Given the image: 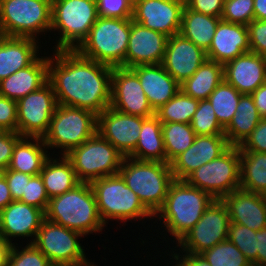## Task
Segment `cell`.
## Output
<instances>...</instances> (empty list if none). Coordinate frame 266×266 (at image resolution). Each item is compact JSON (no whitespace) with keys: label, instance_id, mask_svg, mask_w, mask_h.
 Wrapping results in <instances>:
<instances>
[{"label":"cell","instance_id":"1","mask_svg":"<svg viewBox=\"0 0 266 266\" xmlns=\"http://www.w3.org/2000/svg\"><path fill=\"white\" fill-rule=\"evenodd\" d=\"M54 53L49 58L48 81L57 104L85 109L97 116L110 107L113 67L86 58L76 50Z\"/></svg>","mask_w":266,"mask_h":266},{"label":"cell","instance_id":"2","mask_svg":"<svg viewBox=\"0 0 266 266\" xmlns=\"http://www.w3.org/2000/svg\"><path fill=\"white\" fill-rule=\"evenodd\" d=\"M45 218L83 236L102 232L106 227L90 183L81 182L74 189L50 198Z\"/></svg>","mask_w":266,"mask_h":266},{"label":"cell","instance_id":"3","mask_svg":"<svg viewBox=\"0 0 266 266\" xmlns=\"http://www.w3.org/2000/svg\"><path fill=\"white\" fill-rule=\"evenodd\" d=\"M213 200L209 193L189 185L185 180H174L163 206L154 217L163 221L165 230L178 243L200 220Z\"/></svg>","mask_w":266,"mask_h":266},{"label":"cell","instance_id":"4","mask_svg":"<svg viewBox=\"0 0 266 266\" xmlns=\"http://www.w3.org/2000/svg\"><path fill=\"white\" fill-rule=\"evenodd\" d=\"M119 174L153 216L163 206L168 189L175 180L169 163L129 157H124Z\"/></svg>","mask_w":266,"mask_h":266},{"label":"cell","instance_id":"5","mask_svg":"<svg viewBox=\"0 0 266 266\" xmlns=\"http://www.w3.org/2000/svg\"><path fill=\"white\" fill-rule=\"evenodd\" d=\"M130 32L131 19L98 17L76 51L96 62L125 68Z\"/></svg>","mask_w":266,"mask_h":266},{"label":"cell","instance_id":"6","mask_svg":"<svg viewBox=\"0 0 266 266\" xmlns=\"http://www.w3.org/2000/svg\"><path fill=\"white\" fill-rule=\"evenodd\" d=\"M98 17L96 0H58L51 12V31L60 34L54 51L76 50Z\"/></svg>","mask_w":266,"mask_h":266},{"label":"cell","instance_id":"7","mask_svg":"<svg viewBox=\"0 0 266 266\" xmlns=\"http://www.w3.org/2000/svg\"><path fill=\"white\" fill-rule=\"evenodd\" d=\"M90 184L105 226L108 220L126 222L154 217L141 203L137 194L126 185L120 174L96 179Z\"/></svg>","mask_w":266,"mask_h":266},{"label":"cell","instance_id":"8","mask_svg":"<svg viewBox=\"0 0 266 266\" xmlns=\"http://www.w3.org/2000/svg\"><path fill=\"white\" fill-rule=\"evenodd\" d=\"M97 132V115L93 112L58 104L43 141L47 148H62L67 155Z\"/></svg>","mask_w":266,"mask_h":266},{"label":"cell","instance_id":"9","mask_svg":"<svg viewBox=\"0 0 266 266\" xmlns=\"http://www.w3.org/2000/svg\"><path fill=\"white\" fill-rule=\"evenodd\" d=\"M52 6L44 0H0L2 36L37 39L51 32Z\"/></svg>","mask_w":266,"mask_h":266},{"label":"cell","instance_id":"10","mask_svg":"<svg viewBox=\"0 0 266 266\" xmlns=\"http://www.w3.org/2000/svg\"><path fill=\"white\" fill-rule=\"evenodd\" d=\"M65 156L71 161L76 176L82 183L119 174L124 159L98 132Z\"/></svg>","mask_w":266,"mask_h":266},{"label":"cell","instance_id":"11","mask_svg":"<svg viewBox=\"0 0 266 266\" xmlns=\"http://www.w3.org/2000/svg\"><path fill=\"white\" fill-rule=\"evenodd\" d=\"M185 181L209 193L214 199H222L240 188L239 146H230L218 158L193 171Z\"/></svg>","mask_w":266,"mask_h":266},{"label":"cell","instance_id":"12","mask_svg":"<svg viewBox=\"0 0 266 266\" xmlns=\"http://www.w3.org/2000/svg\"><path fill=\"white\" fill-rule=\"evenodd\" d=\"M82 234L46 218L41 223L33 244L55 266H85L90 263L78 241ZM89 261V262H88Z\"/></svg>","mask_w":266,"mask_h":266},{"label":"cell","instance_id":"13","mask_svg":"<svg viewBox=\"0 0 266 266\" xmlns=\"http://www.w3.org/2000/svg\"><path fill=\"white\" fill-rule=\"evenodd\" d=\"M230 217L221 199H214L200 220L177 243L183 252L201 254L228 239Z\"/></svg>","mask_w":266,"mask_h":266},{"label":"cell","instance_id":"14","mask_svg":"<svg viewBox=\"0 0 266 266\" xmlns=\"http://www.w3.org/2000/svg\"><path fill=\"white\" fill-rule=\"evenodd\" d=\"M52 85L42 87L17 101V133L22 137H41L47 133L57 107Z\"/></svg>","mask_w":266,"mask_h":266},{"label":"cell","instance_id":"15","mask_svg":"<svg viewBox=\"0 0 266 266\" xmlns=\"http://www.w3.org/2000/svg\"><path fill=\"white\" fill-rule=\"evenodd\" d=\"M110 107L122 113L143 118L155 115L138 76L130 68L113 67Z\"/></svg>","mask_w":266,"mask_h":266},{"label":"cell","instance_id":"16","mask_svg":"<svg viewBox=\"0 0 266 266\" xmlns=\"http://www.w3.org/2000/svg\"><path fill=\"white\" fill-rule=\"evenodd\" d=\"M183 0H133L132 20L171 37L180 32Z\"/></svg>","mask_w":266,"mask_h":266},{"label":"cell","instance_id":"17","mask_svg":"<svg viewBox=\"0 0 266 266\" xmlns=\"http://www.w3.org/2000/svg\"><path fill=\"white\" fill-rule=\"evenodd\" d=\"M144 119L108 107L97 116V132L124 157H129L139 140Z\"/></svg>","mask_w":266,"mask_h":266},{"label":"cell","instance_id":"18","mask_svg":"<svg viewBox=\"0 0 266 266\" xmlns=\"http://www.w3.org/2000/svg\"><path fill=\"white\" fill-rule=\"evenodd\" d=\"M230 145L224 134L196 135L193 144L171 163L175 180H185L193 171L224 153Z\"/></svg>","mask_w":266,"mask_h":266},{"label":"cell","instance_id":"19","mask_svg":"<svg viewBox=\"0 0 266 266\" xmlns=\"http://www.w3.org/2000/svg\"><path fill=\"white\" fill-rule=\"evenodd\" d=\"M207 59L204 49L178 33L168 38L161 64L179 84H182Z\"/></svg>","mask_w":266,"mask_h":266},{"label":"cell","instance_id":"20","mask_svg":"<svg viewBox=\"0 0 266 266\" xmlns=\"http://www.w3.org/2000/svg\"><path fill=\"white\" fill-rule=\"evenodd\" d=\"M168 38L163 33L146 28L131 19L125 68L162 63Z\"/></svg>","mask_w":266,"mask_h":266},{"label":"cell","instance_id":"21","mask_svg":"<svg viewBox=\"0 0 266 266\" xmlns=\"http://www.w3.org/2000/svg\"><path fill=\"white\" fill-rule=\"evenodd\" d=\"M44 219L42 209L20 200L12 201L0 211V237L11 245L15 237H30L29 242L33 243Z\"/></svg>","mask_w":266,"mask_h":266},{"label":"cell","instance_id":"22","mask_svg":"<svg viewBox=\"0 0 266 266\" xmlns=\"http://www.w3.org/2000/svg\"><path fill=\"white\" fill-rule=\"evenodd\" d=\"M221 200L227 207L231 222L255 231L266 227V195L238 188Z\"/></svg>","mask_w":266,"mask_h":266},{"label":"cell","instance_id":"23","mask_svg":"<svg viewBox=\"0 0 266 266\" xmlns=\"http://www.w3.org/2000/svg\"><path fill=\"white\" fill-rule=\"evenodd\" d=\"M224 80L241 94H251L266 82V59L247 52L224 65Z\"/></svg>","mask_w":266,"mask_h":266},{"label":"cell","instance_id":"24","mask_svg":"<svg viewBox=\"0 0 266 266\" xmlns=\"http://www.w3.org/2000/svg\"><path fill=\"white\" fill-rule=\"evenodd\" d=\"M247 52H250L248 27L221 19L206 51L208 60L224 65Z\"/></svg>","mask_w":266,"mask_h":266},{"label":"cell","instance_id":"25","mask_svg":"<svg viewBox=\"0 0 266 266\" xmlns=\"http://www.w3.org/2000/svg\"><path fill=\"white\" fill-rule=\"evenodd\" d=\"M130 69L138 76L147 100L154 111L166 104L180 91V84L161 63L138 65Z\"/></svg>","mask_w":266,"mask_h":266},{"label":"cell","instance_id":"26","mask_svg":"<svg viewBox=\"0 0 266 266\" xmlns=\"http://www.w3.org/2000/svg\"><path fill=\"white\" fill-rule=\"evenodd\" d=\"M49 57H39L28 67L20 69L0 82V94L18 101L39 89L48 81Z\"/></svg>","mask_w":266,"mask_h":266},{"label":"cell","instance_id":"27","mask_svg":"<svg viewBox=\"0 0 266 266\" xmlns=\"http://www.w3.org/2000/svg\"><path fill=\"white\" fill-rule=\"evenodd\" d=\"M38 40L22 37L0 38V82L31 65L39 56Z\"/></svg>","mask_w":266,"mask_h":266},{"label":"cell","instance_id":"28","mask_svg":"<svg viewBox=\"0 0 266 266\" xmlns=\"http://www.w3.org/2000/svg\"><path fill=\"white\" fill-rule=\"evenodd\" d=\"M33 140V141H32ZM47 146L41 137H22L13 150L10 165L7 170L37 175L44 163L51 157L47 154Z\"/></svg>","mask_w":266,"mask_h":266},{"label":"cell","instance_id":"29","mask_svg":"<svg viewBox=\"0 0 266 266\" xmlns=\"http://www.w3.org/2000/svg\"><path fill=\"white\" fill-rule=\"evenodd\" d=\"M46 193L50 198L74 189L78 180L71 161L64 155L59 159L48 158L40 172Z\"/></svg>","mask_w":266,"mask_h":266},{"label":"cell","instance_id":"30","mask_svg":"<svg viewBox=\"0 0 266 266\" xmlns=\"http://www.w3.org/2000/svg\"><path fill=\"white\" fill-rule=\"evenodd\" d=\"M258 109L251 94H242L236 112L229 125L224 129V135L230 146H240L260 122Z\"/></svg>","mask_w":266,"mask_h":266},{"label":"cell","instance_id":"31","mask_svg":"<svg viewBox=\"0 0 266 266\" xmlns=\"http://www.w3.org/2000/svg\"><path fill=\"white\" fill-rule=\"evenodd\" d=\"M129 158L166 163L162 122L156 115L143 120L139 140Z\"/></svg>","mask_w":266,"mask_h":266},{"label":"cell","instance_id":"32","mask_svg":"<svg viewBox=\"0 0 266 266\" xmlns=\"http://www.w3.org/2000/svg\"><path fill=\"white\" fill-rule=\"evenodd\" d=\"M223 80V64L207 59L191 77L180 84V90L194 99L208 100Z\"/></svg>","mask_w":266,"mask_h":266},{"label":"cell","instance_id":"33","mask_svg":"<svg viewBox=\"0 0 266 266\" xmlns=\"http://www.w3.org/2000/svg\"><path fill=\"white\" fill-rule=\"evenodd\" d=\"M221 17H214L190 10L186 5L182 12L180 34L205 51L211 46Z\"/></svg>","mask_w":266,"mask_h":266},{"label":"cell","instance_id":"34","mask_svg":"<svg viewBox=\"0 0 266 266\" xmlns=\"http://www.w3.org/2000/svg\"><path fill=\"white\" fill-rule=\"evenodd\" d=\"M240 188L266 195V152L240 151Z\"/></svg>","mask_w":266,"mask_h":266},{"label":"cell","instance_id":"35","mask_svg":"<svg viewBox=\"0 0 266 266\" xmlns=\"http://www.w3.org/2000/svg\"><path fill=\"white\" fill-rule=\"evenodd\" d=\"M162 135L166 153V163H171L194 142L196 134L187 123H162Z\"/></svg>","mask_w":266,"mask_h":266},{"label":"cell","instance_id":"36","mask_svg":"<svg viewBox=\"0 0 266 266\" xmlns=\"http://www.w3.org/2000/svg\"><path fill=\"white\" fill-rule=\"evenodd\" d=\"M241 95L236 88L223 80L208 97L216 118L224 129L231 122Z\"/></svg>","mask_w":266,"mask_h":266},{"label":"cell","instance_id":"37","mask_svg":"<svg viewBox=\"0 0 266 266\" xmlns=\"http://www.w3.org/2000/svg\"><path fill=\"white\" fill-rule=\"evenodd\" d=\"M199 100L185 95L181 90L166 104L155 111V115L162 123H187L191 120L198 108Z\"/></svg>","mask_w":266,"mask_h":266},{"label":"cell","instance_id":"38","mask_svg":"<svg viewBox=\"0 0 266 266\" xmlns=\"http://www.w3.org/2000/svg\"><path fill=\"white\" fill-rule=\"evenodd\" d=\"M201 255L211 266H252L250 261L229 239L216 244Z\"/></svg>","mask_w":266,"mask_h":266},{"label":"cell","instance_id":"39","mask_svg":"<svg viewBox=\"0 0 266 266\" xmlns=\"http://www.w3.org/2000/svg\"><path fill=\"white\" fill-rule=\"evenodd\" d=\"M196 135L224 134L209 100H199L198 108L190 123Z\"/></svg>","mask_w":266,"mask_h":266},{"label":"cell","instance_id":"40","mask_svg":"<svg viewBox=\"0 0 266 266\" xmlns=\"http://www.w3.org/2000/svg\"><path fill=\"white\" fill-rule=\"evenodd\" d=\"M228 239L243 253L252 266H257V240L255 230L231 222Z\"/></svg>","mask_w":266,"mask_h":266},{"label":"cell","instance_id":"41","mask_svg":"<svg viewBox=\"0 0 266 266\" xmlns=\"http://www.w3.org/2000/svg\"><path fill=\"white\" fill-rule=\"evenodd\" d=\"M15 244L18 245L14 242L11 245L7 266H53L33 243H28L22 250Z\"/></svg>","mask_w":266,"mask_h":266},{"label":"cell","instance_id":"42","mask_svg":"<svg viewBox=\"0 0 266 266\" xmlns=\"http://www.w3.org/2000/svg\"><path fill=\"white\" fill-rule=\"evenodd\" d=\"M253 2L254 0H224L221 19L247 26L255 20Z\"/></svg>","mask_w":266,"mask_h":266},{"label":"cell","instance_id":"43","mask_svg":"<svg viewBox=\"0 0 266 266\" xmlns=\"http://www.w3.org/2000/svg\"><path fill=\"white\" fill-rule=\"evenodd\" d=\"M20 201L46 212L49 204V197L40 174L33 175L30 180H26L25 193H23Z\"/></svg>","mask_w":266,"mask_h":266},{"label":"cell","instance_id":"44","mask_svg":"<svg viewBox=\"0 0 266 266\" xmlns=\"http://www.w3.org/2000/svg\"><path fill=\"white\" fill-rule=\"evenodd\" d=\"M99 17L132 19L133 0H96Z\"/></svg>","mask_w":266,"mask_h":266},{"label":"cell","instance_id":"45","mask_svg":"<svg viewBox=\"0 0 266 266\" xmlns=\"http://www.w3.org/2000/svg\"><path fill=\"white\" fill-rule=\"evenodd\" d=\"M247 27L250 51L266 59V20H253Z\"/></svg>","mask_w":266,"mask_h":266},{"label":"cell","instance_id":"46","mask_svg":"<svg viewBox=\"0 0 266 266\" xmlns=\"http://www.w3.org/2000/svg\"><path fill=\"white\" fill-rule=\"evenodd\" d=\"M0 131L17 132V101L0 94Z\"/></svg>","mask_w":266,"mask_h":266},{"label":"cell","instance_id":"47","mask_svg":"<svg viewBox=\"0 0 266 266\" xmlns=\"http://www.w3.org/2000/svg\"><path fill=\"white\" fill-rule=\"evenodd\" d=\"M239 148L240 151L266 152V118L260 120Z\"/></svg>","mask_w":266,"mask_h":266},{"label":"cell","instance_id":"48","mask_svg":"<svg viewBox=\"0 0 266 266\" xmlns=\"http://www.w3.org/2000/svg\"><path fill=\"white\" fill-rule=\"evenodd\" d=\"M21 138L17 132L0 131V172L9 167L15 144Z\"/></svg>","mask_w":266,"mask_h":266},{"label":"cell","instance_id":"49","mask_svg":"<svg viewBox=\"0 0 266 266\" xmlns=\"http://www.w3.org/2000/svg\"><path fill=\"white\" fill-rule=\"evenodd\" d=\"M1 173L7 180L13 201L21 200L23 193H25L26 180H30L32 175L14 170H5Z\"/></svg>","mask_w":266,"mask_h":266},{"label":"cell","instance_id":"50","mask_svg":"<svg viewBox=\"0 0 266 266\" xmlns=\"http://www.w3.org/2000/svg\"><path fill=\"white\" fill-rule=\"evenodd\" d=\"M185 5L196 12L221 17L224 0H186Z\"/></svg>","mask_w":266,"mask_h":266},{"label":"cell","instance_id":"51","mask_svg":"<svg viewBox=\"0 0 266 266\" xmlns=\"http://www.w3.org/2000/svg\"><path fill=\"white\" fill-rule=\"evenodd\" d=\"M173 251L172 258L170 259H175V263L179 266H211L209 262L201 255V254H193V253H187L184 252V255H179L180 253L177 254L174 253ZM181 256V257H180Z\"/></svg>","mask_w":266,"mask_h":266},{"label":"cell","instance_id":"52","mask_svg":"<svg viewBox=\"0 0 266 266\" xmlns=\"http://www.w3.org/2000/svg\"><path fill=\"white\" fill-rule=\"evenodd\" d=\"M257 266H266V227L256 231Z\"/></svg>","mask_w":266,"mask_h":266},{"label":"cell","instance_id":"53","mask_svg":"<svg viewBox=\"0 0 266 266\" xmlns=\"http://www.w3.org/2000/svg\"><path fill=\"white\" fill-rule=\"evenodd\" d=\"M254 104L262 118H266V82L251 93Z\"/></svg>","mask_w":266,"mask_h":266},{"label":"cell","instance_id":"54","mask_svg":"<svg viewBox=\"0 0 266 266\" xmlns=\"http://www.w3.org/2000/svg\"><path fill=\"white\" fill-rule=\"evenodd\" d=\"M13 201L5 176L0 172V211Z\"/></svg>","mask_w":266,"mask_h":266},{"label":"cell","instance_id":"55","mask_svg":"<svg viewBox=\"0 0 266 266\" xmlns=\"http://www.w3.org/2000/svg\"><path fill=\"white\" fill-rule=\"evenodd\" d=\"M255 20H266V0H254Z\"/></svg>","mask_w":266,"mask_h":266},{"label":"cell","instance_id":"56","mask_svg":"<svg viewBox=\"0 0 266 266\" xmlns=\"http://www.w3.org/2000/svg\"><path fill=\"white\" fill-rule=\"evenodd\" d=\"M11 244L0 237V266H7Z\"/></svg>","mask_w":266,"mask_h":266},{"label":"cell","instance_id":"57","mask_svg":"<svg viewBox=\"0 0 266 266\" xmlns=\"http://www.w3.org/2000/svg\"><path fill=\"white\" fill-rule=\"evenodd\" d=\"M45 2L49 3L51 6L55 4L58 0H44Z\"/></svg>","mask_w":266,"mask_h":266},{"label":"cell","instance_id":"58","mask_svg":"<svg viewBox=\"0 0 266 266\" xmlns=\"http://www.w3.org/2000/svg\"><path fill=\"white\" fill-rule=\"evenodd\" d=\"M85 266H97V265H95L94 262H90L89 264H87Z\"/></svg>","mask_w":266,"mask_h":266}]
</instances>
